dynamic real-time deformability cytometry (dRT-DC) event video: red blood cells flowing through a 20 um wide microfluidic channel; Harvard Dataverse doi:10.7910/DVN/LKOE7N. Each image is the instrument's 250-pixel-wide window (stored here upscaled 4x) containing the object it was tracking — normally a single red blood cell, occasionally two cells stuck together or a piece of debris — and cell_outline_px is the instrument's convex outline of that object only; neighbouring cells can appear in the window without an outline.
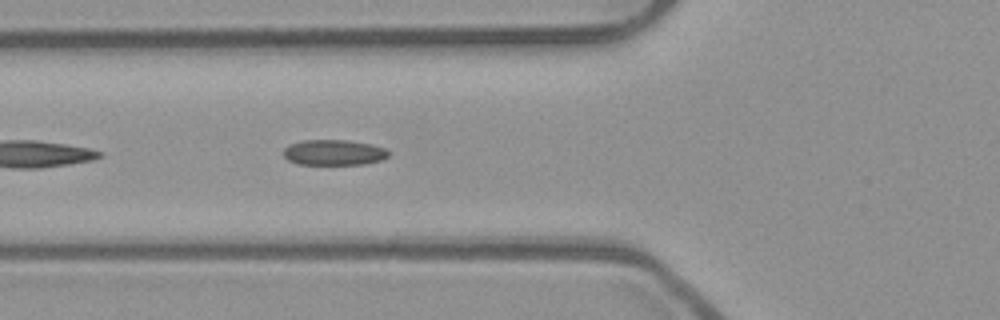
{"species": "common noctule bat (a hibernating species)", "species_latin": "Nyctalus noctula", "temperature_condition": "room temperature", "stored_images_in_passage": 15, "camera_frame_rate_fps": 3000, "um_per_image_px": 0.085, "animal": {"sex": "male", "body_mass_g": 23.1, "forearm_length_mm": 52.7}, "frame": {"image": 1, "passage_image": 5, "time_ms": 1.333, "image_size_px": [1000, 320], "cell_outline_px": [[388, 156], [380, 160], [364, 164], [296, 164], [288, 160], [284, 156], [284, 148], [292, 144], [304, 140], [348, 140], [368, 144], [384, 148], [388, 152]], "centroid_in_image_um": [28.35, 12.96], "position_along_channel_um": 97.5, "area_um2": 15.37}}
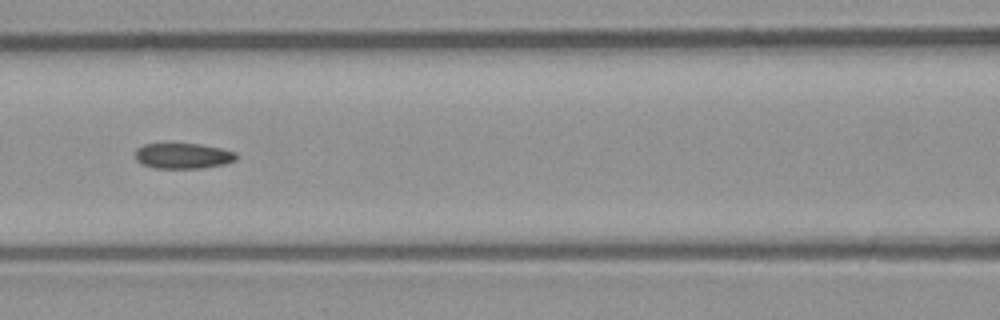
{"frame": {"image": 2, "passage_image": 9, "time_ms": 2.667, "image_size_px": [1000, 320], "cell_outline_px": [[236, 160], [224, 164], [204, 168], [156, 168], [140, 164], [136, 160], [136, 148], [144, 144], [200, 144], [220, 148], [236, 152]], "centroid_in_image_um": [15.55, 13.25], "position_along_channel_um": 151.1, "area_um2": 15.03}}